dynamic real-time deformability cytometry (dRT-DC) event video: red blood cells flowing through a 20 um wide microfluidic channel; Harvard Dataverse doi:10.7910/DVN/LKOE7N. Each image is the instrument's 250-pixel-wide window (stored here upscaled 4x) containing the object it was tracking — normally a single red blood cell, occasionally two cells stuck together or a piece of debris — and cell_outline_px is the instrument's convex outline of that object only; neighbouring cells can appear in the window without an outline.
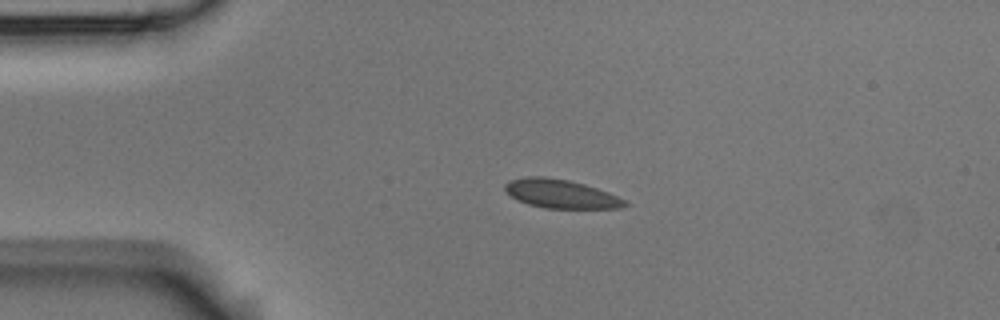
{"species": "Egyptian fruit bat (a non-hibernating species)", "species_latin": "Rousettus aegyptiacus", "temperature_condition": "room temperature", "stored_images_in_passage": 4, "camera_frame_rate_fps": 3000, "um_per_image_px": 0.085, "animal": {"sex": "male"}, "frame": {"image": 1, "passage_image": 2, "time_ms": 0.333, "image_size_px": [1000, 320], "cell_outline_px": [[628, 204], [620, 208], [544, 208], [528, 204], [512, 196], [504, 188], [504, 184], [508, 180], [528, 176], [544, 176], [568, 180], [584, 184], [608, 192], [624, 200]], "centroid_in_image_um": [47.64, 16.46], "position_along_channel_um": 37.4, "area_um2": 19.83}}
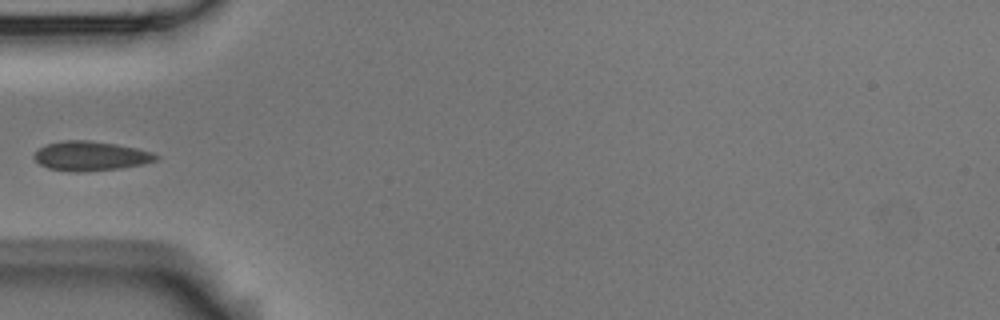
{"frame": {"image": 2, "passage_image": 3, "time_ms": 0.667, "image_size_px": [1000, 320], "cell_outline_px": [[160, 156], [156, 160], [140, 164], [120, 168], [80, 172], [68, 172], [48, 168], [40, 164], [36, 160], [36, 152], [40, 148], [48, 144], [64, 140], [88, 140], [116, 144], [136, 148], [152, 152]], "centroid_in_image_um": [7.71, 13.26], "position_along_channel_um": 77.3, "area_um2": 20.63}}
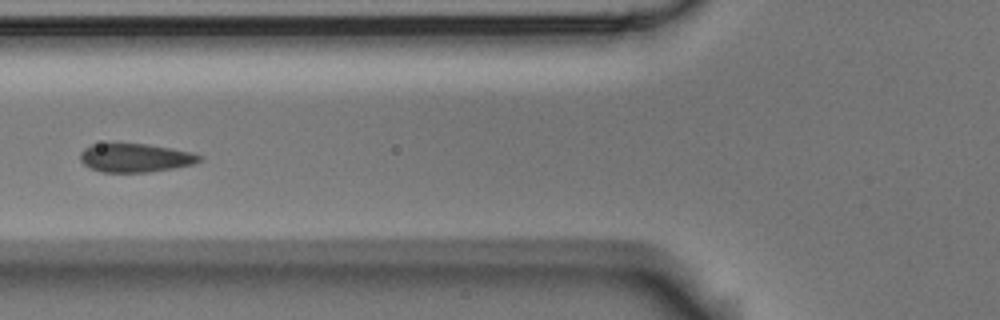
{"frame": {"image": 3, "passage_image": 4, "time_ms": 1.0, "image_size_px": [1000, 320], "cell_outline_px": [[204, 160], [192, 164], [172, 168], [148, 172], [104, 172], [88, 168], [80, 160], [80, 152], [84, 148], [92, 144], [148, 144], [192, 152], [204, 156]], "centroid_in_image_um": [11.51, 13.42], "position_along_channel_um": 114.3, "area_um2": 19.88}}